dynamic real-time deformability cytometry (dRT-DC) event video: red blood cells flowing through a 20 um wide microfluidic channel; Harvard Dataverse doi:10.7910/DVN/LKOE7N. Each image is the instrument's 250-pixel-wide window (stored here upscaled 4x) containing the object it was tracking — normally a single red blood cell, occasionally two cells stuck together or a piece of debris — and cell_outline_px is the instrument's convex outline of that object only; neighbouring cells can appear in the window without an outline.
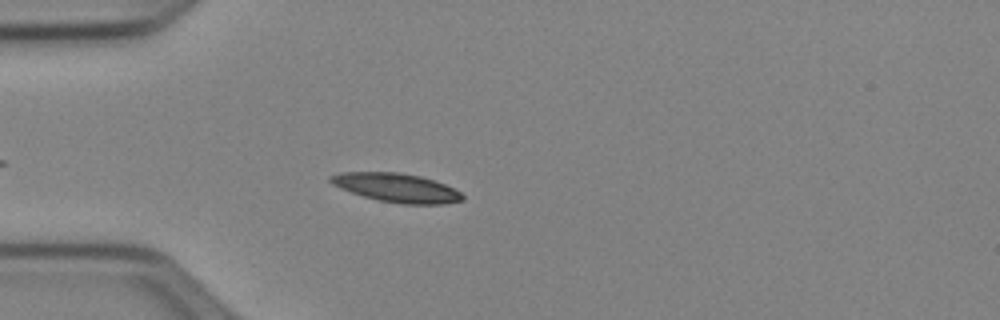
{"species": "Egyptian fruit bat (a non-hibernating species)", "species_latin": "Rousettus aegyptiacus", "temperature_condition": "cold", "stored_images_in_passage": 41, "camera_frame_rate_fps": 3000, "um_per_image_px": 0.085, "animal": {"sex": "female"}, "frame": {"image": 1, "passage_image": 7, "time_ms": 2.0, "image_size_px": [1000, 320], "cell_outline_px": [[464, 200], [444, 204], [400, 204], [380, 200], [364, 196], [340, 188], [332, 184], [328, 180], [328, 176], [340, 172], [400, 172], [420, 176], [444, 184], [460, 192], [464, 196]], "centroid_in_image_um": [33.69, 15.95], "position_along_channel_um": 51.3, "area_um2": 22.08}}
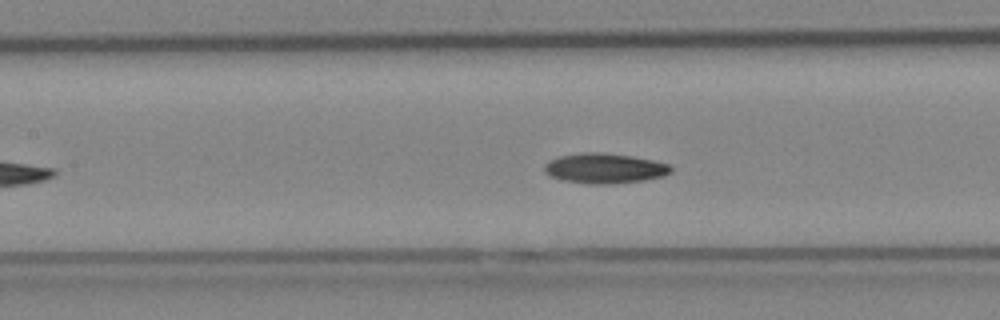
{"frame": {"image": 2, "passage_image": 16, "time_ms": 5.0, "image_size_px": [1000, 320], "cell_outline_px": [[672, 172], [664, 176], [644, 180], [612, 184], [588, 184], [560, 180], [548, 176], [544, 172], [544, 164], [548, 160], [560, 156], [580, 152], [600, 152], [632, 156], [652, 160], [668, 164], [672, 168]], "centroid_in_image_um": [51.34, 14.31], "position_along_channel_um": 156.1, "area_um2": 22.48}}
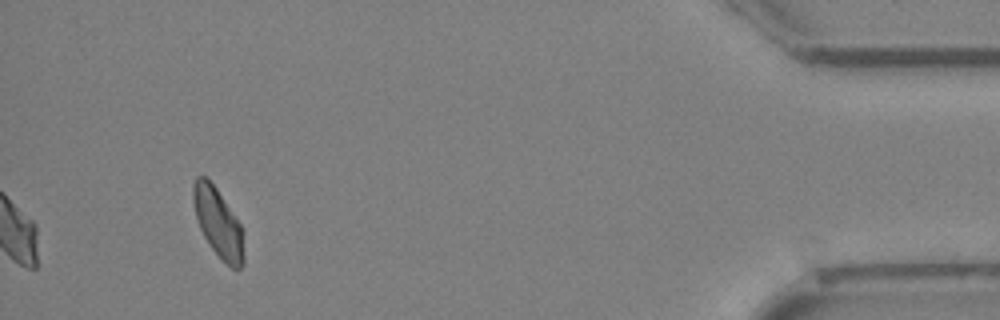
{"frame": {"image": 3, "passage_image": 41, "time_ms": 13.333, "image_size_px": [1000, 320], "cell_outline_px": [[244, 264], [236, 272], [208, 244], [200, 228], [196, 216], [192, 200], [192, 184], [196, 176], [204, 176], [216, 188], [240, 224], [244, 256]], "centroid_in_image_um": [18.52, 18.93], "position_along_channel_um": 416.7, "area_um2": 19.94}, "authors_computed_cell_mechanics": {"area_um2": 21.097, "velocity_mm_per_s": 3.9239, "shape_relaxation_time_tau1_ms": 10.6837, "shape_relaxation_time_tau2_ms": null, "deformation_change_tau1": 0.2025, "deformation_change_tau2": null}}